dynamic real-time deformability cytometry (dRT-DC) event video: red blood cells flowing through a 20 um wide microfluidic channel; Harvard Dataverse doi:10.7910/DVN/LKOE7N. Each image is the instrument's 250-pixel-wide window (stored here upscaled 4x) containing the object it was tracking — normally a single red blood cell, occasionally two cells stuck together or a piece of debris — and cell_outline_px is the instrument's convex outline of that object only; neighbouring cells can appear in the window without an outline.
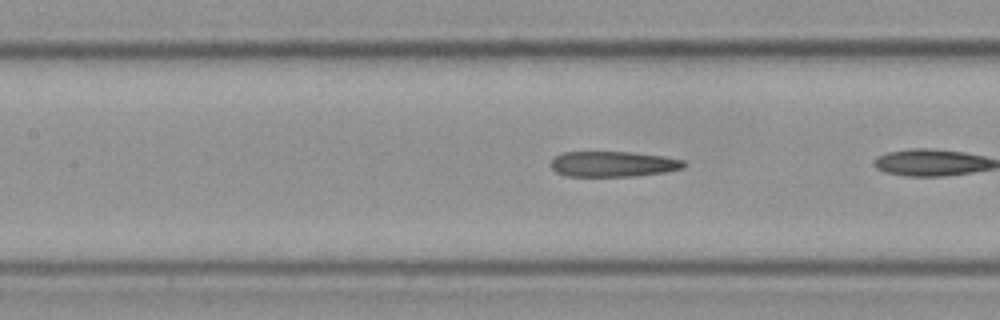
{"species": "Egyptian fruit bat (a non-hibernating species)", "species_latin": "Rousettus aegyptiacus", "temperature_condition": "cold", "stored_images_in_passage": 15, "camera_frame_rate_fps": 3000, "um_per_image_px": 0.085, "frame": {"image": 1, "passage_image": 7, "time_ms": 2.0, "image_size_px": [1000, 320], "cell_outline_px": [[684, 168], [664, 172], [636, 176], [568, 176], [556, 172], [552, 168], [552, 160], [556, 156], [564, 152], [632, 152], [664, 156], [684, 160]], "centroid_in_image_um": [52.14, 13.94], "position_along_channel_um": 155.3, "area_um2": 19.65}}